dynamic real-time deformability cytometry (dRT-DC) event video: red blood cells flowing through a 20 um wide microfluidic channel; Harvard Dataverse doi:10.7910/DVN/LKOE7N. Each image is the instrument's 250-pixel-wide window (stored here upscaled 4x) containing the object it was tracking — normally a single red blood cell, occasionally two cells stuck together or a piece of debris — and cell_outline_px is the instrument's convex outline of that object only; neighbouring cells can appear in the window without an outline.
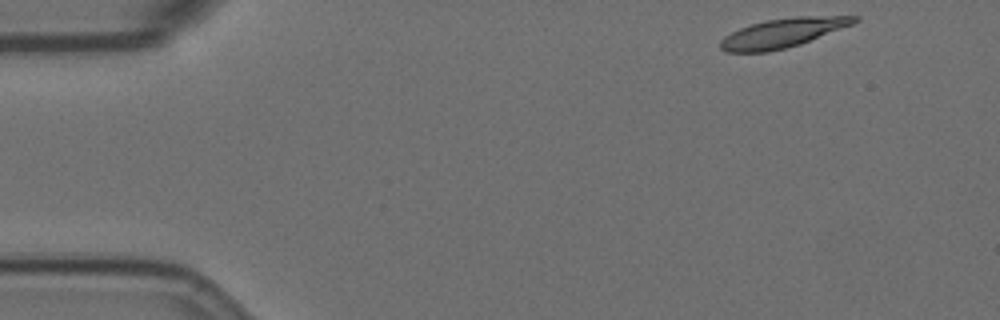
{"species": "Egyptian fruit bat (a non-hibernating species)", "species_latin": "Rousettus aegyptiacus", "temperature_condition": "room temperature", "stored_images_in_passage": 45, "camera_frame_rate_fps": 3000, "um_per_image_px": 0.085, "animal": {"sex": "female"}, "frame": {"image": 1, "passage_image": 1, "time_ms": 0.0, "image_size_px": [1000, 320], "cell_outline_px": [[860, 20], [852, 24], [800, 44], [768, 52], [724, 52], [720, 48], [720, 40], [724, 36], [740, 28], [752, 24], [768, 20], [796, 16], [860, 16]], "centroid_in_image_um": [66.51, 2.8], "position_along_channel_um": 18.5, "area_um2": 22.48}}
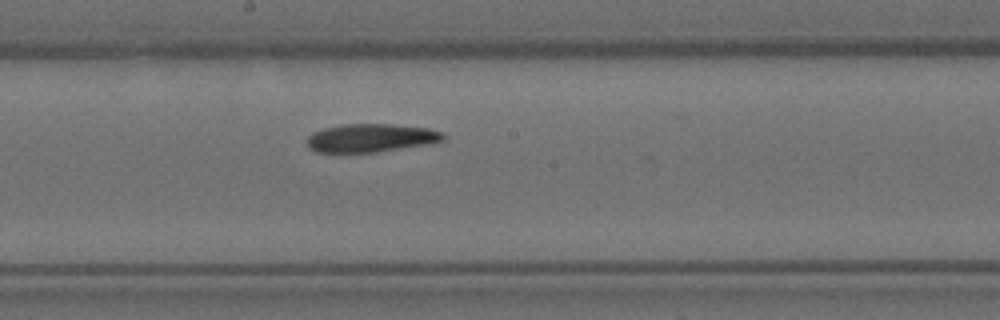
{"frame": {"image": 2, "passage_image": 26, "time_ms": 8.333, "image_size_px": [1000, 320], "cell_outline_px": [[444, 140], [432, 144], [376, 152], [316, 152], [308, 148], [308, 136], [312, 132], [324, 128], [340, 124], [392, 124], [428, 128], [444, 132]], "centroid_in_image_um": [31.55, 11.72], "position_along_channel_um": 216.7, "area_um2": 22.66}}
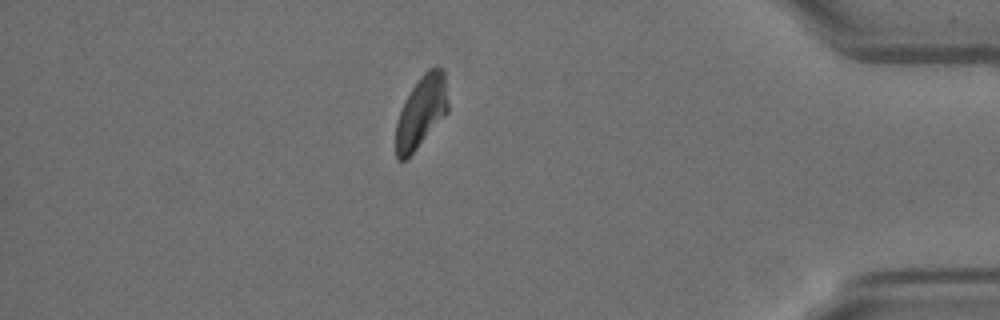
{"frame": {"image": 3, "passage_image": 45, "time_ms": 14.667, "image_size_px": [1000, 320], "cell_outline_px": [[448, 112], [416, 148], [404, 160], [400, 160], [396, 156], [396, 124], [400, 112], [412, 88], [424, 72], [428, 68], [436, 64], [444, 68], [448, 104]], "centroid_in_image_um": [35.84, 9.43], "position_along_channel_um": 399.4, "area_um2": 21.44}, "authors_computed_cell_mechanics": {"area_um2": 23.12, "velocity_mm_per_s": 3.5153, "shape_relaxation_time_tau1_ms": 10.1798, "shape_relaxation_time_tau2_ms": 7.2141, "deformation_change_tau1": 0.2455, "deformation_change_tau2": 0.1401}}